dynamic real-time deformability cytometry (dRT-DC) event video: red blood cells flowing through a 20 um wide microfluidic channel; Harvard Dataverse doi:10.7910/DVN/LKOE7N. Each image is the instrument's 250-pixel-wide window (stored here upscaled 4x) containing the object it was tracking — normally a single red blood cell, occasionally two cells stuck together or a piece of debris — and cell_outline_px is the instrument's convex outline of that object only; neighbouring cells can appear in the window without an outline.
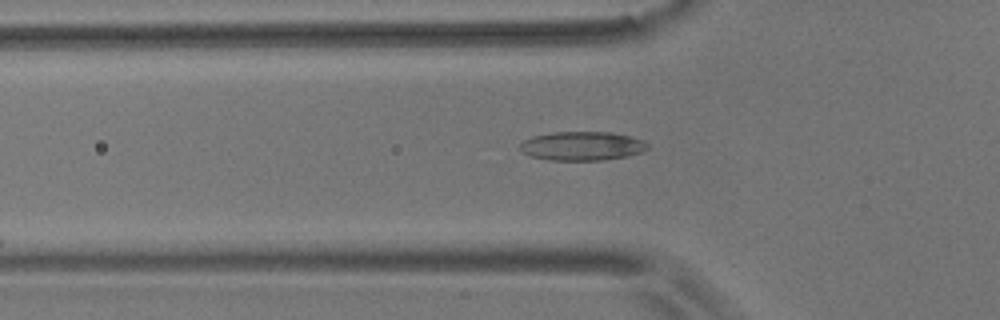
{"species": "common noctule bat (a hibernating species)", "species_latin": "Nyctalus noctula", "temperature_condition": "room temperature", "stored_images_in_passage": 13, "camera_frame_rate_fps": 3000, "um_per_image_px": 0.085, "animal": {"sex": "male", "body_mass_g": 17.9}, "frame": {"image": 1, "passage_image": 7, "time_ms": 2.0, "image_size_px": [1000, 320], "cell_outline_px": [[648, 148], [640, 152], [628, 156], [604, 160], [548, 160], [528, 156], [520, 152], [520, 144], [524, 140], [532, 136], [552, 132], [612, 132], [644, 140], [648, 144]], "centroid_in_image_um": [49.44, 12.41], "position_along_channel_um": 76.4, "area_um2": 21.68}}
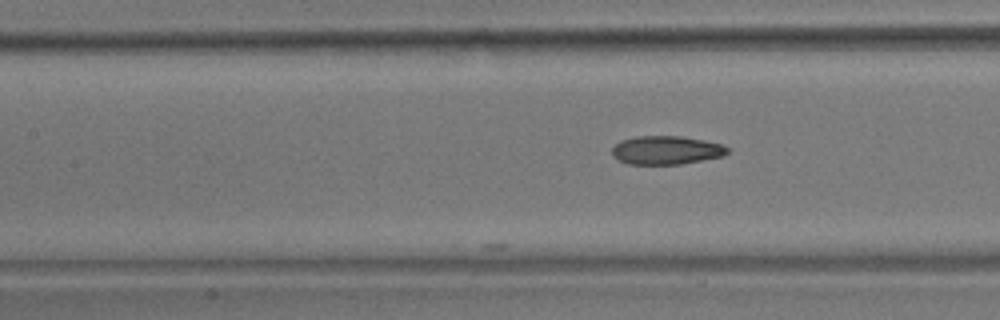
{"frame": {"image": 2, "passage_image": 13, "time_ms": 4.0, "image_size_px": [1000, 320], "cell_outline_px": [[732, 152], [724, 156], [680, 164], [628, 164], [612, 156], [612, 148], [620, 140], [636, 136], [680, 136], [704, 140], [720, 144], [728, 148]], "centroid_in_image_um": [56.64, 12.76], "position_along_channel_um": 150.8, "area_um2": 19.25}}